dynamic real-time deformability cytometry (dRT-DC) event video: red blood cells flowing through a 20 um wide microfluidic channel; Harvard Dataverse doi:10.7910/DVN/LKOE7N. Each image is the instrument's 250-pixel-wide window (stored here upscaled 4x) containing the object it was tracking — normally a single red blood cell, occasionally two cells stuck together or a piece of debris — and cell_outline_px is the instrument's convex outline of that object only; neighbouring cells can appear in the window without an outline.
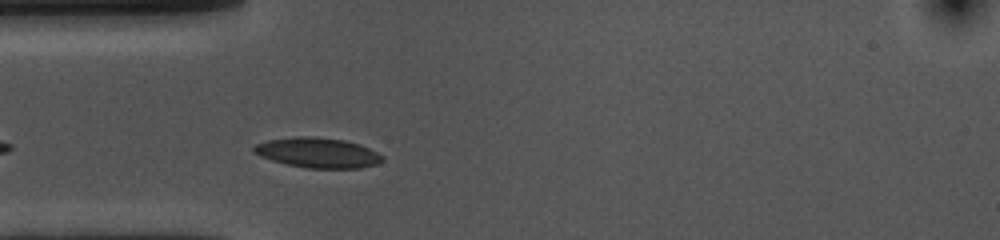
{"species": "common noctule bat (a hibernating species)", "species_latin": "Nyctalus noctula", "temperature_condition": "cold", "stored_images_in_passage": 16, "camera_frame_rate_fps": 3000, "um_per_image_px": 0.085, "animal": {"sex": "female", "body_mass_g": 10.0, "forearm_length_mm": 53.1}, "frame": {"image": 1, "passage_image": 2, "time_ms": 0.333, "image_size_px": [1000, 240], "cell_outline_px": [[384, 160], [376, 164], [360, 168], [308, 168], [288, 164], [272, 160], [260, 156], [252, 152], [252, 148], [256, 144], [268, 140], [296, 136], [312, 136], [344, 140], [360, 144], [384, 156]], "centroid_in_image_um": [27.01, 12.98], "position_along_channel_um": 58.0, "area_um2": 22.48}}
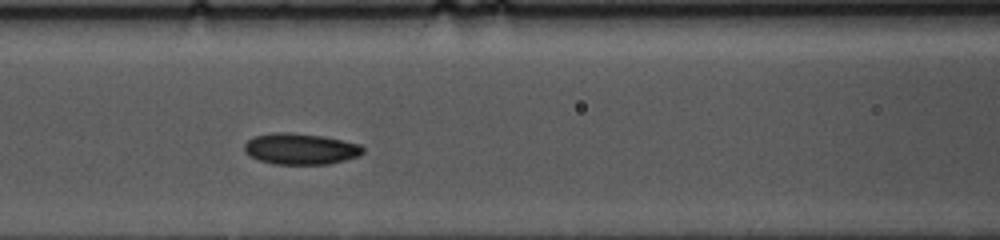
{"frame": {"image": 2, "passage_image": 9, "time_ms": 2.667, "image_size_px": [1000, 240], "cell_outline_px": [[364, 152], [360, 156], [328, 164], [276, 164], [260, 160], [244, 152], [244, 144], [248, 140], [256, 136], [272, 132], [288, 132], [320, 136], [360, 144], [364, 148]], "centroid_in_image_um": [25.55, 12.65], "position_along_channel_um": 141.0, "area_um2": 21.33}}
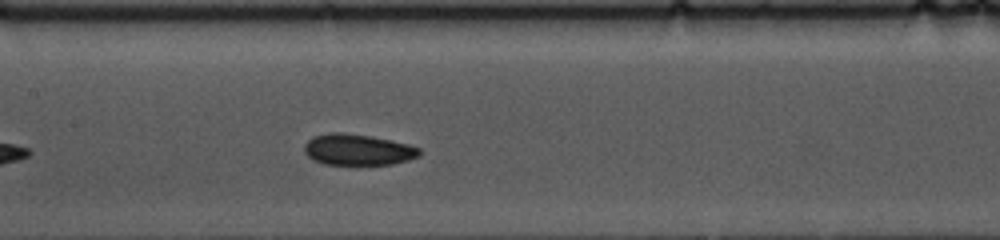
{"frame": {"image": 3, "passage_image": 12, "time_ms": 3.667, "image_size_px": [1000, 240], "cell_outline_px": [[420, 156], [408, 160], [392, 164], [324, 164], [312, 160], [304, 152], [304, 144], [312, 136], [332, 132], [344, 132], [368, 136], [408, 144], [420, 148]], "centroid_in_image_um": [30.38, 12.72], "position_along_channel_um": 177.0, "area_um2": 20.81}}